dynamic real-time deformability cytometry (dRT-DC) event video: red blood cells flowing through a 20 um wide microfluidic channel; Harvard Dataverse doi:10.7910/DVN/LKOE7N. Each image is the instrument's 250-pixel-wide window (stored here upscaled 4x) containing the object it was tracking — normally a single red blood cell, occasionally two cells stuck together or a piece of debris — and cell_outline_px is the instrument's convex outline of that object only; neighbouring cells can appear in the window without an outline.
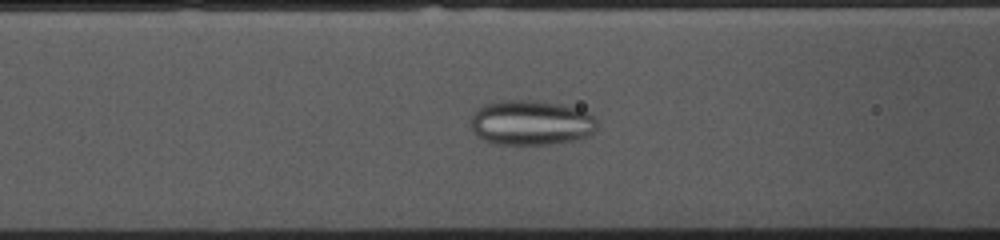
{"species": "common noctule bat (a hibernating species)", "species_latin": "Nyctalus noctula", "temperature_condition": "cold", "stored_images_in_passage": 53, "camera_frame_rate_fps": 3000, "um_per_image_px": 0.085, "animal": {"sex": "female", "body_mass_g": 10.0, "forearm_length_mm": 53.1}, "frame": {"image": 1, "passage_image": 19, "time_ms": 6.0, "image_size_px": [1000, 240], "cell_outline_px": [[596, 128], [588, 136], [576, 140], [548, 144], [496, 144], [484, 140], [476, 136], [472, 128], [472, 112], [476, 108], [484, 104], [500, 100], [536, 100], [560, 104], [576, 108], [588, 112], [596, 120]], "centroid_in_image_um": [45.11, 10.42], "position_along_channel_um": 121.5, "area_um2": 33.23}}
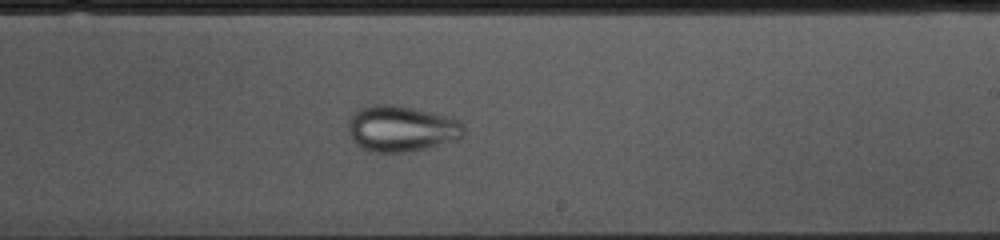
{"frame": {"image": 2, "passage_image": 30, "time_ms": 9.667, "image_size_px": [1000, 240], "cell_outline_px": [[464, 132], [460, 140], [428, 148], [408, 152], [376, 152], [360, 148], [352, 140], [348, 132], [348, 120], [352, 112], [360, 108], [372, 104], [396, 104], [448, 116], [460, 120], [464, 128]], "centroid_in_image_um": [34.11, 10.93], "position_along_channel_um": 254.9, "area_um2": 31.56}}
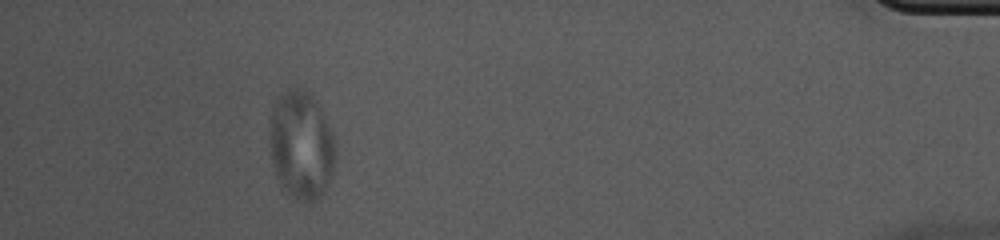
{"frame": {"image": 3, "passage_image": 48, "time_ms": 15.667, "image_size_px": [1000, 240], "cell_outline_px": [[336, 160], [328, 184], [324, 192], [312, 204], [308, 204], [284, 192], [280, 188], [272, 164], [268, 128], [272, 104], [276, 96], [292, 88], [304, 88], [316, 100], [336, 140]], "centroid_in_image_um": [25.59, 12.35], "position_along_channel_um": 409.6, "area_um2": 42.66}}